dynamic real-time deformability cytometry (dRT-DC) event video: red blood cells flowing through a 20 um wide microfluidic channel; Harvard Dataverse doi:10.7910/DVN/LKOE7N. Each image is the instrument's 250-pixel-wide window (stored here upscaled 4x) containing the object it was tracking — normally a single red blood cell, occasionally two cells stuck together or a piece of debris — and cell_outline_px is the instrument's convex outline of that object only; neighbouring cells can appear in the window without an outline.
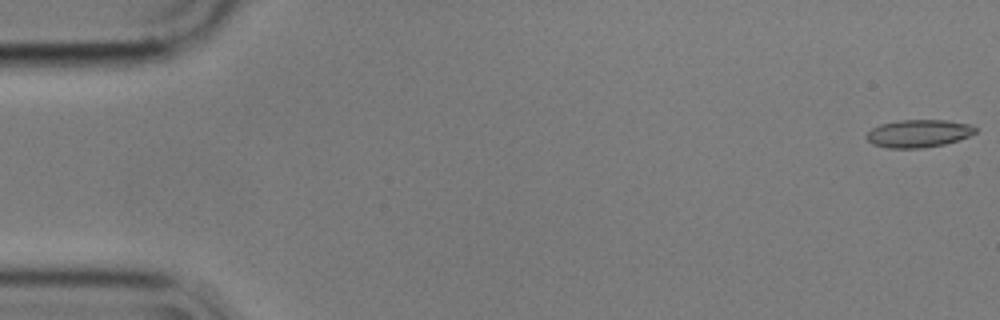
{"species": "common noctule bat (a hibernating species)", "species_latin": "Nyctalus noctula", "temperature_condition": "cold", "stored_images_in_passage": 16, "camera_frame_rate_fps": 3000, "um_per_image_px": 0.085, "animal": {"sex": "male", "body_mass_g": 17.9}, "frame": {"image": 1, "passage_image": 1, "time_ms": 0.0, "image_size_px": [1000, 320], "cell_outline_px": [[976, 132], [968, 136], [944, 144], [920, 148], [888, 148], [872, 144], [864, 136], [872, 128], [880, 124], [900, 120], [948, 120], [968, 124], [976, 128]], "centroid_in_image_um": [78.03, 11.34], "position_along_channel_um": 7.0, "area_um2": 17.46}}
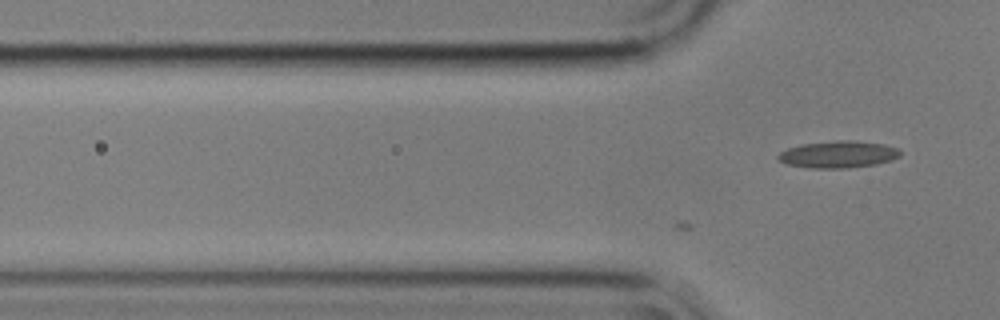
{"frame": {"image": 2, "passage_image": 16, "time_ms": 5.0, "image_size_px": [1000, 320], "cell_outline_px": [[900, 156], [892, 160], [876, 164], [848, 168], [812, 168], [784, 164], [776, 156], [780, 152], [788, 148], [800, 144], [840, 140], [856, 140], [884, 144], [896, 148], [900, 152]], "centroid_in_image_um": [71.23, 13.12], "position_along_channel_um": 54.6, "area_um2": 19.25}}